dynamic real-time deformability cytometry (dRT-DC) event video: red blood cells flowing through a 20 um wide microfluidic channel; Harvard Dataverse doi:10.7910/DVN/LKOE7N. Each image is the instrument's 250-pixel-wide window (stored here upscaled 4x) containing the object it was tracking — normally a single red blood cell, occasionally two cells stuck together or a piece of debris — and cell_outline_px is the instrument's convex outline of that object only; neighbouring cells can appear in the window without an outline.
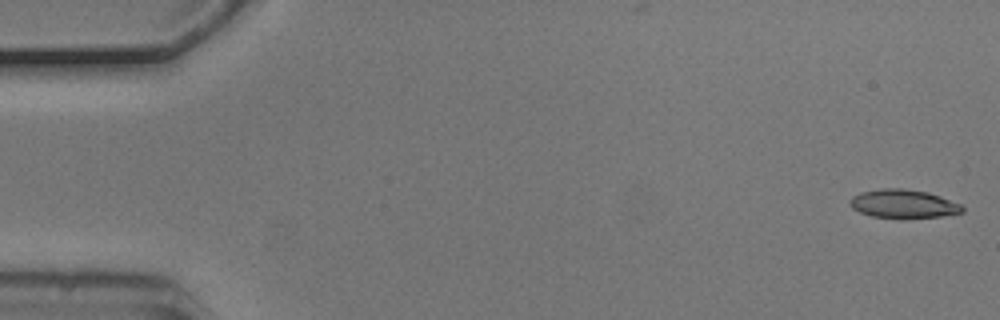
{"species": "common noctule bat (a hibernating species)", "species_latin": "Nyctalus noctula", "temperature_condition": "cold", "stored_images_in_passage": 5, "camera_frame_rate_fps": 3000, "um_per_image_px": 0.085, "animal": {"sex": "male", "body_mass_g": 20.5, "forearm_length_mm": 52.5}, "frame": {"image": 1, "passage_image": 1, "time_ms": 0.0, "image_size_px": [1000, 320], "cell_outline_px": [[964, 212], [940, 216], [872, 216], [860, 212], [852, 208], [848, 204], [848, 200], [852, 196], [860, 192], [880, 188], [904, 188], [928, 192], [940, 196], [960, 204], [964, 208]], "centroid_in_image_um": [76.74, 17.28], "position_along_channel_um": 8.3, "area_um2": 18.26}}
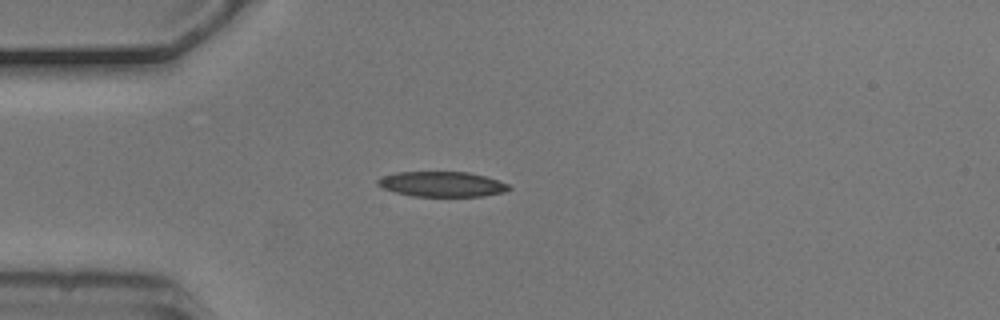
{"frame": {"image": 2, "passage_image": 5, "time_ms": 1.333, "image_size_px": [1000, 320], "cell_outline_px": [[512, 188], [504, 192], [484, 196], [412, 196], [396, 192], [384, 188], [376, 184], [376, 180], [380, 176], [396, 172], [468, 172], [484, 176], [508, 184]], "centroid_in_image_um": [37.53, 15.65], "position_along_channel_um": 47.5, "area_um2": 19.19}}